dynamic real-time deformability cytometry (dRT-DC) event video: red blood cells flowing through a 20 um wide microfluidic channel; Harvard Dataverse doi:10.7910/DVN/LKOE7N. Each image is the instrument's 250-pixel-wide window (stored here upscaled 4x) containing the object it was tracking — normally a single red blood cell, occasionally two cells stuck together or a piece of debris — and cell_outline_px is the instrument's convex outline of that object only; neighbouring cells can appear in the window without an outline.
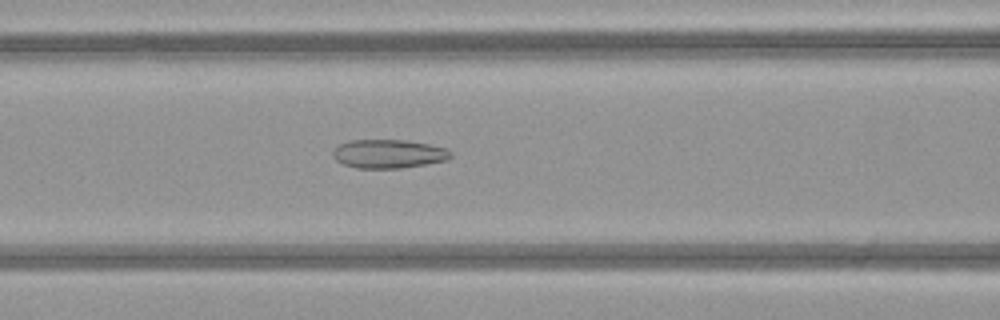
{"species": "common noctule bat (a hibernating species)", "species_latin": "Nyctalus noctula", "temperature_condition": "warm", "stored_images_in_passage": 51, "camera_frame_rate_fps": 3000, "um_per_image_px": 0.085, "animal": {"sex": "female", "body_mass_g": 21.9}, "frame": {"image": 1, "passage_image": 22, "time_ms": 7.0, "image_size_px": [1000, 320], "cell_outline_px": [[452, 156], [448, 160], [400, 168], [356, 168], [344, 164], [336, 160], [332, 156], [332, 152], [340, 144], [348, 140], [408, 140], [448, 148], [452, 152]], "centroid_in_image_um": [33.05, 13.07], "position_along_channel_um": 133.6, "area_um2": 19.77}}
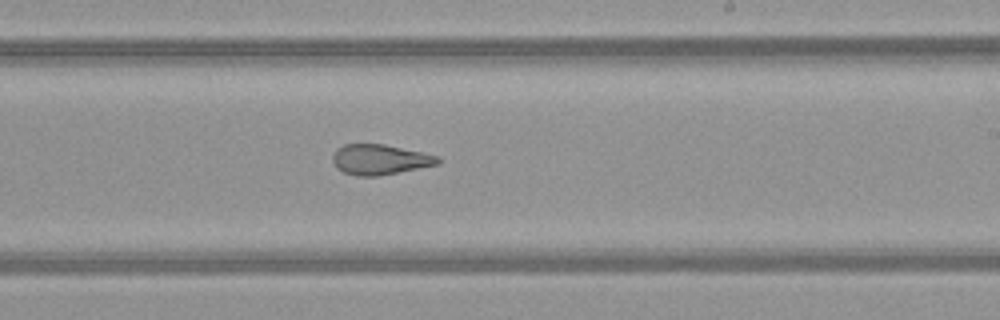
{"frame": {"image": 2, "passage_image": 31, "time_ms": 10.0, "image_size_px": [1000, 320], "cell_outline_px": [[440, 164], [380, 176], [356, 176], [344, 172], [336, 168], [332, 160], [332, 156], [336, 148], [344, 144], [384, 144], [440, 156]], "centroid_in_image_um": [32.28, 13.56], "position_along_channel_um": 256.7, "area_um2": 18.73}}
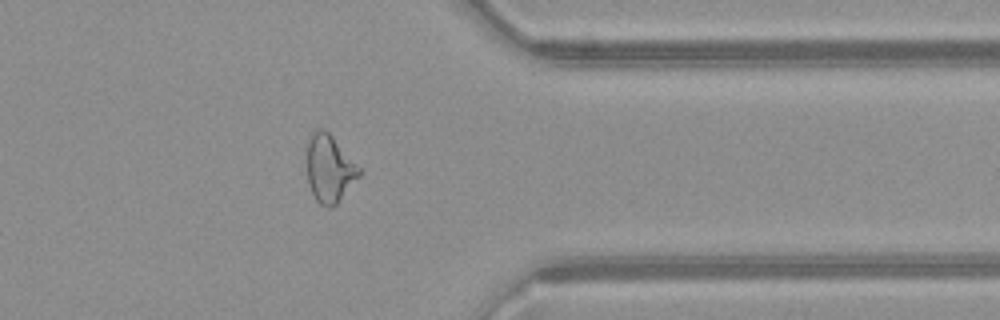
{"frame": {"image": 3, "passage_image": 41, "time_ms": 13.333, "image_size_px": [1000, 320], "cell_outline_px": [[360, 176], [336, 204], [332, 208], [328, 208], [320, 204], [316, 200], [308, 184], [304, 152], [304, 144], [308, 136], [316, 128], [324, 128], [332, 136], [360, 168]], "centroid_in_image_um": [27.92, 14.28], "position_along_channel_um": 383.5, "area_um2": 21.15}, "authors_computed_cell_mechanics": {"area_um2": 23.2356, "velocity_mm_per_s": 4.1074, "shape_relaxation_time_tau1_ms": null, "shape_relaxation_time_tau2_ms": 2.0547, "deformation_change_tau1": null, "deformation_change_tau2": 0.1146}}